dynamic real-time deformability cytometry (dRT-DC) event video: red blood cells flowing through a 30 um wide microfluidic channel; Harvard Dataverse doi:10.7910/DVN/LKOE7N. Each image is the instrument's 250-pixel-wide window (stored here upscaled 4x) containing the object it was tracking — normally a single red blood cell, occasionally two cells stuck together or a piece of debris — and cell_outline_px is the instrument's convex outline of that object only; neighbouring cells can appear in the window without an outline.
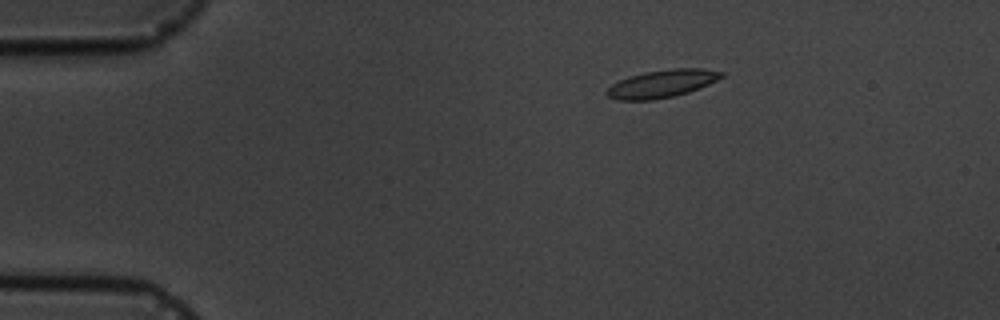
{"species": "common noctule bat (a hibernating species)", "species_latin": "Nyctalus noctula", "temperature_condition": "cold", "stored_images_in_passage": 4, "camera_frame_rate_fps": 3000, "um_per_image_px": 0.085, "animal": {"sex": "male", "body_mass_g": 19.5, "forearm_length_mm": 54.6}, "frame": {"image": 1, "passage_image": 1, "time_ms": 0.0, "image_size_px": [1000, 320], "cell_outline_px": [[724, 76], [700, 88], [688, 92], [672, 96], [652, 100], [616, 100], [608, 96], [604, 92], [612, 84], [628, 76], [644, 72], [672, 68], [704, 68], [724, 72]], "centroid_in_image_um": [56.26, 7.1], "position_along_channel_um": 28.7, "area_um2": 18.55}}
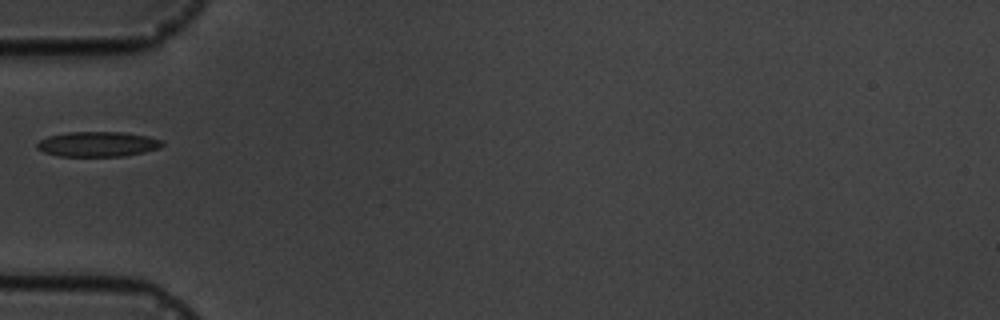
{"frame": {"image": 2, "passage_image": 3, "time_ms": 3.0, "image_size_px": [1000, 320], "cell_outline_px": [[164, 144], [160, 148], [144, 152], [124, 156], [60, 156], [44, 152], [36, 148], [36, 144], [40, 140], [48, 136], [68, 132], [124, 132], [148, 136], [164, 140]], "centroid_in_image_um": [8.34, 12.25], "position_along_channel_um": 76.7, "area_um2": 18.38}}
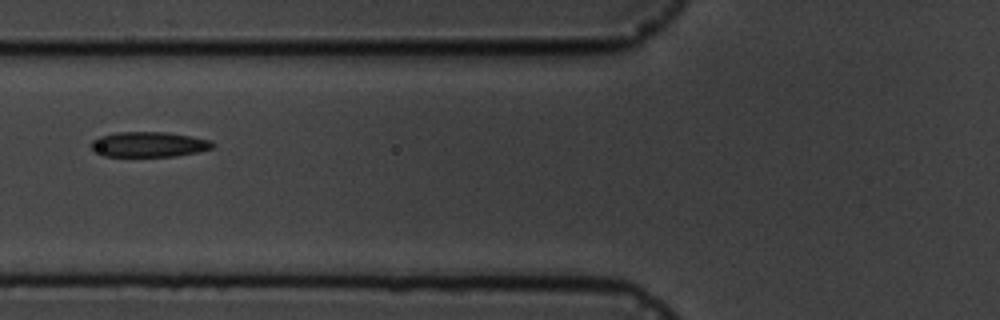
{"frame": {"image": 3, "passage_image": 4, "time_ms": 4.0, "image_size_px": [1000, 320], "cell_outline_px": [[216, 148], [200, 152], [176, 156], [104, 156], [92, 152], [88, 144], [92, 140], [100, 136], [116, 132], [168, 132], [192, 136], [212, 140], [216, 144]], "centroid_in_image_um": [12.67, 12.27], "position_along_channel_um": 113.1, "area_um2": 18.38}}